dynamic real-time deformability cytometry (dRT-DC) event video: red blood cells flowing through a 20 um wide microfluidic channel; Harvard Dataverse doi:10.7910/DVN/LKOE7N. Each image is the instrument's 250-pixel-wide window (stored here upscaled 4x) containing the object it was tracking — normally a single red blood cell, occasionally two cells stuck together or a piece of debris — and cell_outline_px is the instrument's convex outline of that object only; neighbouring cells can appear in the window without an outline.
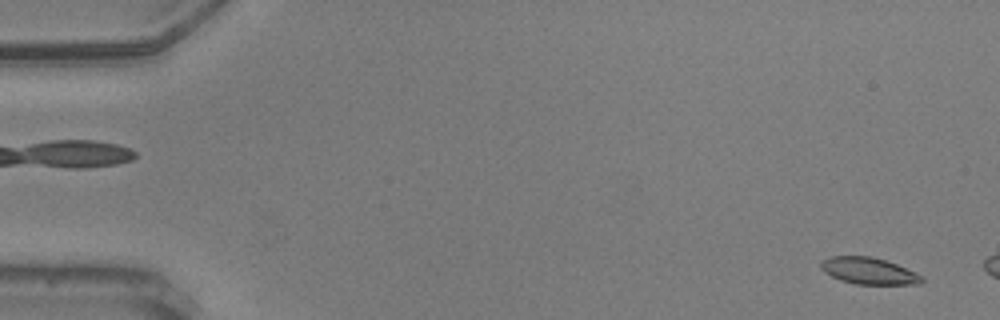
{"species": "common noctule bat (a hibernating species)", "species_latin": "Nyctalus noctula", "temperature_condition": "warm", "stored_images_in_passage": 15, "camera_frame_rate_fps": 3000, "um_per_image_px": 0.085, "animal": {"sex": "male", "body_mass_g": 20.5, "forearm_length_mm": 52.5}, "frame": {"image": 1, "passage_image": 2, "time_ms": 0.333, "image_size_px": [1000, 320], "cell_outline_px": [[924, 280], [920, 284], [856, 284], [840, 280], [824, 272], [820, 268], [820, 260], [832, 256], [872, 256], [896, 264], [916, 272], [924, 276]], "centroid_in_image_um": [73.84, 23.02], "position_along_channel_um": 11.2, "area_um2": 15.78}}
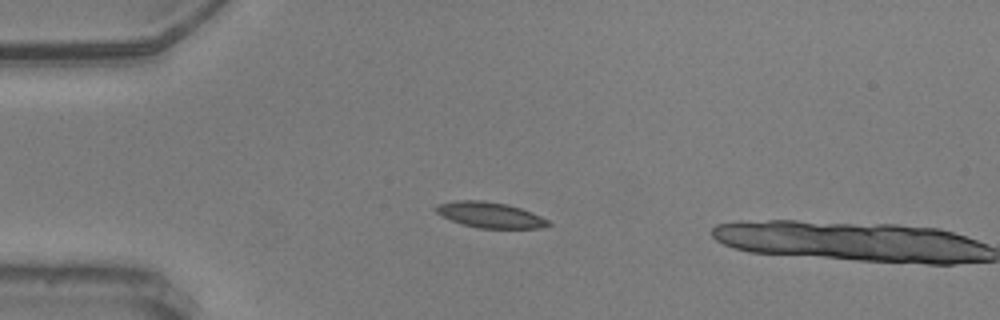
{"frame": {"image": 2, "passage_image": 14, "time_ms": 4.333, "image_size_px": [1000, 320], "cell_outline_px": [[552, 224], [540, 228], [480, 228], [460, 224], [436, 212], [432, 208], [440, 204], [456, 200], [480, 200], [508, 204], [532, 212], [548, 220]], "centroid_in_image_um": [41.65, 18.27], "position_along_channel_um": 43.3, "area_um2": 16.7}}